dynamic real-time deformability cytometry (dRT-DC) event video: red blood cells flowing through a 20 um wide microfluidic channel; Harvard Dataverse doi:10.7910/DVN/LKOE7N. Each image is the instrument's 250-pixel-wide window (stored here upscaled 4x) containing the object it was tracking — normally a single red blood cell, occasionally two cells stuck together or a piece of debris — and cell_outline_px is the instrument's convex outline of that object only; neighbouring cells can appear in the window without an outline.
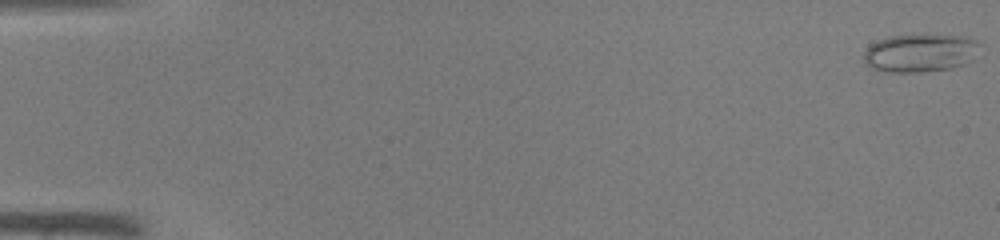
{"species": "common noctule bat (a hibernating species)", "species_latin": "Nyctalus noctula", "temperature_condition": "warm", "stored_images_in_passage": 16, "camera_frame_rate_fps": 3000, "um_per_image_px": 0.085, "animal": {"sex": "male", "body_mass_g": 19.0, "forearm_length_mm": 50.8}, "frame": {"image": 1, "passage_image": 1, "time_ms": 0.0, "image_size_px": [1000, 240], "cell_outline_px": [[984, 44], [972, 60], [964, 64], [952, 68], [924, 72], [892, 72], [872, 68], [864, 64], [864, 52], [872, 44], [888, 36], [912, 32], [968, 36], [984, 40]], "centroid_in_image_um": [78.33, 4.44], "position_along_channel_um": 6.7, "area_um2": 27.11}}